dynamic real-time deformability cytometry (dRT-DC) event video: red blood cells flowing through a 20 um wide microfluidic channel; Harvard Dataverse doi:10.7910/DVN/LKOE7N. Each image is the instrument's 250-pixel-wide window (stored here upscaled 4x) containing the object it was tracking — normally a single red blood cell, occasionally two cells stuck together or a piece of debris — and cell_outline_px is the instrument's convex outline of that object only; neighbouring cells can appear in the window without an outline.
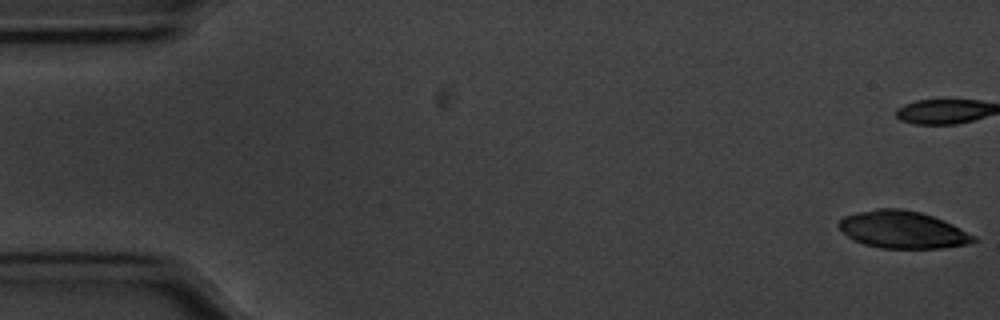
{"species": "common noctule bat (a hibernating species)", "species_latin": "Nyctalus noctula", "temperature_condition": "cold", "stored_images_in_passage": 57, "segment_of_instrument_passage": [1, 2], "camera_frame_rate_fps": 3000, "um_per_image_px": 0.085, "animal": {"sex": "male", "body_mass_g": 20.1, "forearm_length_mm": 53.5}, "frame": {"image": 1, "passage_image": 1, "time_ms": 0.0, "image_size_px": [1000, 320], "cell_outline_px": [[976, 240], [968, 244], [940, 248], [880, 248], [864, 244], [852, 240], [836, 224], [844, 216], [856, 212], [876, 208], [900, 208], [920, 212], [944, 220], [976, 236]], "centroid_in_image_um": [76.7, 19.52], "position_along_channel_um": 8.3, "area_um2": 29.3}}